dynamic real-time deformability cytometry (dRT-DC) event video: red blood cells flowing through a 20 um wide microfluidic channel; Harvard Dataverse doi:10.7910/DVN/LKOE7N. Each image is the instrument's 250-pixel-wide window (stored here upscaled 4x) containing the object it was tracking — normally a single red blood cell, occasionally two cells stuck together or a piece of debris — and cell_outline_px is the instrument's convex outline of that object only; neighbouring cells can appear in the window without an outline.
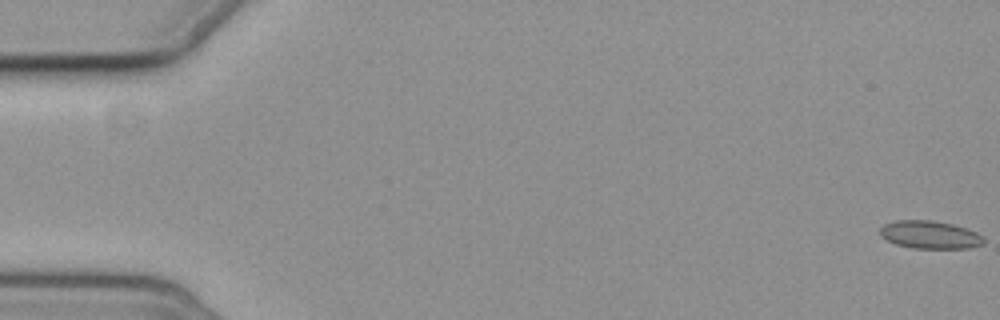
{"species": "common noctule bat (a hibernating species)", "species_latin": "Nyctalus noctula", "temperature_condition": "cold", "stored_images_in_passage": 6, "camera_frame_rate_fps": 3000, "um_per_image_px": 0.085, "animal": {"sex": "female", "body_mass_g": 19.3, "forearm_length_mm": 54.1}, "frame": {"image": 1, "passage_image": 1, "time_ms": 0.0, "image_size_px": [1000, 320], "cell_outline_px": [[984, 244], [968, 248], [912, 248], [896, 244], [880, 236], [880, 228], [884, 224], [896, 220], [932, 220], [952, 224], [976, 232], [984, 240]], "centroid_in_image_um": [79.01, 19.95], "position_along_channel_um": 6.0, "area_um2": 16.7}}
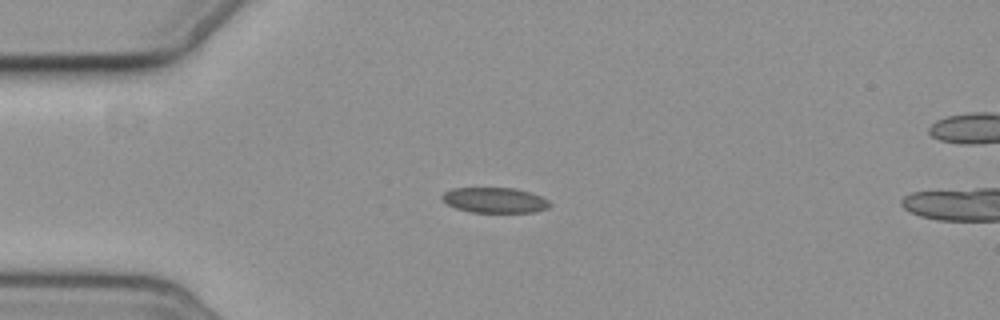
{"frame": {"image": 2, "passage_image": 5, "time_ms": 5.0, "image_size_px": [1000, 320], "cell_outline_px": [[552, 204], [548, 208], [536, 212], [472, 212], [456, 208], [448, 204], [440, 196], [444, 192], [452, 188], [516, 188], [532, 192], [548, 200]], "centroid_in_image_um": [42.09, 17.01], "position_along_channel_um": 42.9, "area_um2": 15.95}}